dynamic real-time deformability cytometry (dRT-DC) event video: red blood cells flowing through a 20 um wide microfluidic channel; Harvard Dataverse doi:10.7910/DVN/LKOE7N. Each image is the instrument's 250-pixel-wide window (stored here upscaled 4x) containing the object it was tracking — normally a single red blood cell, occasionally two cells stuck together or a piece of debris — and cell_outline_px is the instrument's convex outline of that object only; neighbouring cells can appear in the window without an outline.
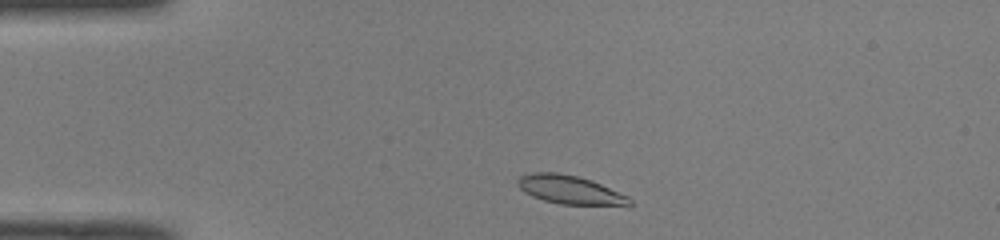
{"species": "common noctule bat (a hibernating species)", "species_latin": "Nyctalus noctula", "temperature_condition": "room temperature", "stored_images_in_passage": 41, "camera_frame_rate_fps": 3000, "um_per_image_px": 0.085, "animal": {"sex": "male", "body_mass_g": 19.0, "forearm_length_mm": 50.8}, "frame": {"image": 1, "passage_image": 2, "time_ms": 0.333, "image_size_px": [1000, 240], "cell_outline_px": [[632, 204], [628, 208], [560, 204], [544, 200], [532, 196], [524, 192], [516, 184], [516, 180], [520, 176], [532, 172], [556, 172], [576, 176], [592, 180], [628, 196], [632, 200]], "centroid_in_image_um": [48.54, 16.18], "position_along_channel_um": 36.5, "area_um2": 19.36}}
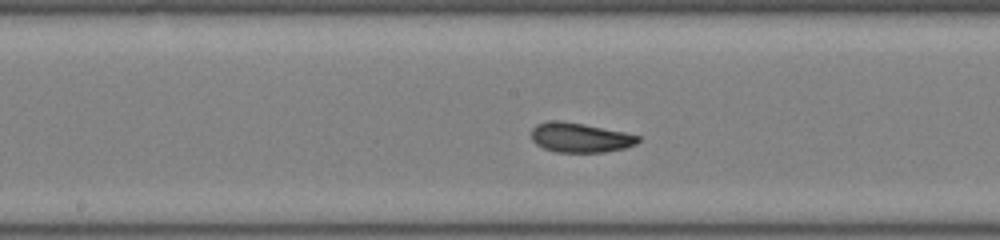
{"frame": {"image": 2, "passage_image": 17, "time_ms": 5.333, "image_size_px": [1000, 240], "cell_outline_px": [[640, 140], [636, 144], [624, 148], [604, 152], [556, 152], [544, 148], [536, 144], [532, 140], [532, 128], [536, 124], [548, 120], [560, 120], [584, 124], [624, 132], [640, 136]], "centroid_in_image_um": [49.29, 11.68], "position_along_channel_um": 198.9, "area_um2": 18.44}}
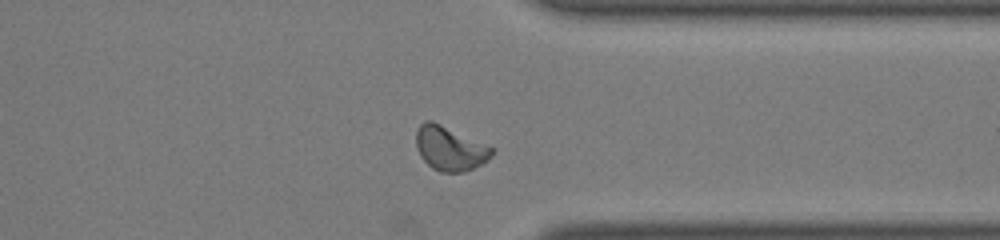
{"frame": {"image": 3, "passage_image": 30, "time_ms": 9.667, "image_size_px": [1000, 240], "cell_outline_px": [[496, 152], [488, 160], [464, 172], [440, 172], [432, 168], [420, 156], [416, 148], [416, 132], [420, 124], [424, 120], [432, 120], [496, 148]], "centroid_in_image_um": [38.26, 12.6], "position_along_channel_um": 373.1, "area_um2": 19.77}, "authors_computed_cell_mechanics": {"area_um2": 18.8428, "velocity_mm_per_s": 4.0546, "shape_relaxation_time_tau1_ms": 3.6569, "shape_relaxation_time_tau2_ms": 1.3515, "deformation_change_tau1": 0.1588, "deformation_change_tau2": 0.0558}}